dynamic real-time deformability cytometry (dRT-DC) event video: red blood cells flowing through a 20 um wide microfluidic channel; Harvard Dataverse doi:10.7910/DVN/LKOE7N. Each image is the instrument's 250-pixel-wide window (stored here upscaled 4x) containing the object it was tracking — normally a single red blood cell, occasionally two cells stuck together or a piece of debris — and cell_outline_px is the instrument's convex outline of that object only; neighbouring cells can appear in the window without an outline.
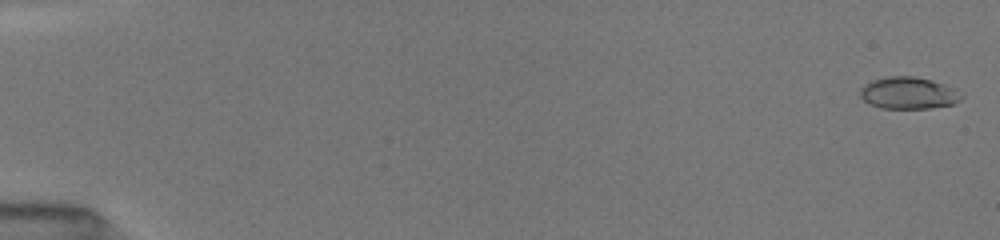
{"species": "common noctule bat (a hibernating species)", "species_latin": "Nyctalus noctula", "temperature_condition": "room temperature", "stored_images_in_passage": 51, "camera_frame_rate_fps": 3000, "um_per_image_px": 0.085, "animal": {"sex": "female", "body_mass_g": 19.5, "forearm_length_mm": 54.1}, "frame": {"image": 1, "passage_image": 1, "time_ms": 0.0, "image_size_px": [1000, 240], "cell_outline_px": [[964, 96], [960, 100], [952, 104], [928, 108], [880, 108], [868, 104], [860, 96], [860, 88], [864, 84], [872, 80], [888, 76], [912, 76], [932, 80], [956, 88]], "centroid_in_image_um": [77.21, 7.9], "position_along_channel_um": 7.8, "area_um2": 18.96}}
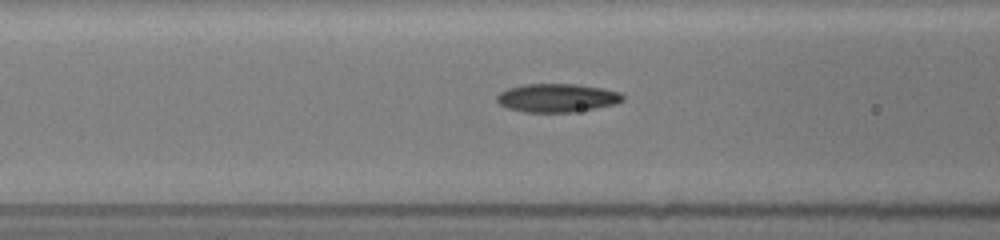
{"frame": {"image": 2, "passage_image": 22, "time_ms": 7.0, "image_size_px": [1000, 240], "cell_outline_px": [[624, 100], [616, 104], [596, 108], [572, 112], [524, 112], [508, 108], [500, 104], [496, 100], [496, 96], [500, 92], [508, 88], [524, 84], [576, 84], [600, 88], [620, 92], [624, 96]], "centroid_in_image_um": [47.35, 8.32], "position_along_channel_um": 119.3, "area_um2": 20.87}}
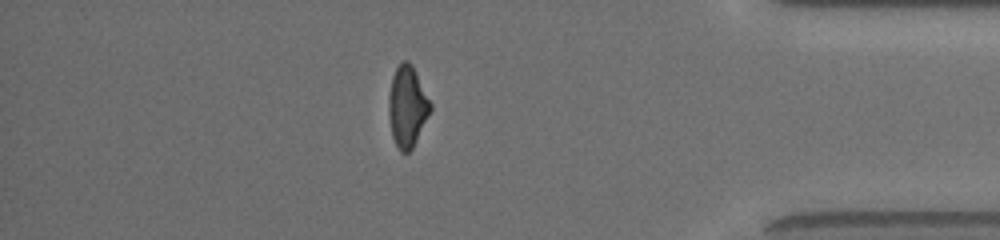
{"frame": {"image": 3, "passage_image": 45, "time_ms": 14.667, "image_size_px": [1000, 240], "cell_outline_px": [[432, 108], [412, 148], [408, 152], [400, 152], [392, 136], [388, 112], [388, 96], [392, 76], [396, 68], [404, 60], [408, 60], [412, 64], [432, 104]], "centroid_in_image_um": [34.61, 9.03], "position_along_channel_um": 400.6, "area_um2": 19.59}, "authors_computed_cell_mechanics": {"area_um2": 19.7098, "velocity_mm_per_s": 4.0457, "shape_relaxation_time_tau1_ms": 3.6351, "shape_relaxation_time_tau2_ms": 1.862, "deformation_change_tau1": 0.1776, "deformation_change_tau2": 0.0936}}